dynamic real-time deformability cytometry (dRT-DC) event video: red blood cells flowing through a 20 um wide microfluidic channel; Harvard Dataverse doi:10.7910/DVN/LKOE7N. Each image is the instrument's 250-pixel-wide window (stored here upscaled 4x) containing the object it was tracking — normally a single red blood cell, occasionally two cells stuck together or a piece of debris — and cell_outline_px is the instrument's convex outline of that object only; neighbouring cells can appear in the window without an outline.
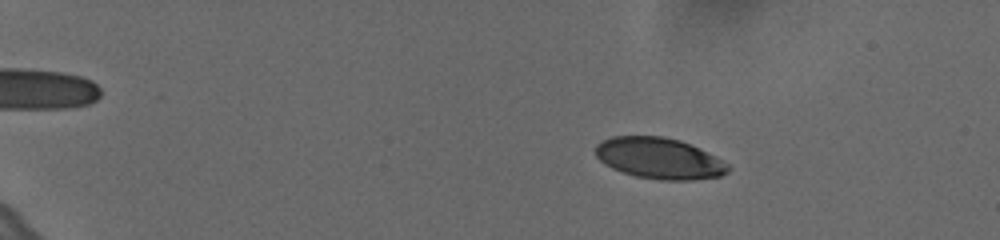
{"species": "human", "species_latin": "Homo sapiens", "temperature_condition": "cold", "stored_images_in_passage": 61, "camera_frame_rate_fps": 3000, "um_per_image_px": 0.085, "donor": {"sex": "female"}, "frame": {"image": 1, "passage_image": 12, "time_ms": 3.667, "image_size_px": [1000, 240], "cell_outline_px": [[728, 172], [720, 176], [692, 180], [660, 180], [636, 176], [612, 168], [604, 164], [596, 156], [596, 144], [612, 136], [664, 136], [680, 140], [700, 148], [724, 160], [728, 164]], "centroid_in_image_um": [56.05, 13.45], "position_along_channel_um": 28.9, "area_um2": 31.79}}
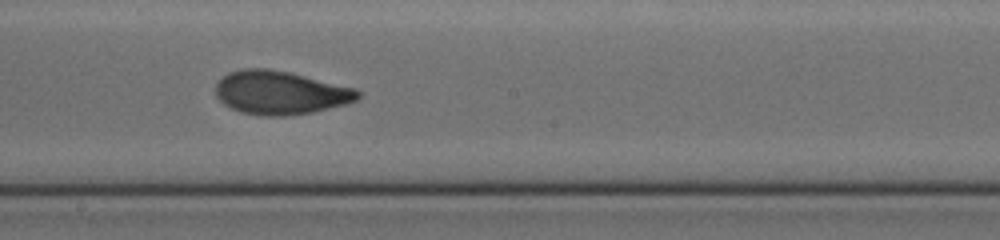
{"frame": {"image": 2, "passage_image": 38, "time_ms": 12.333, "image_size_px": [1000, 240], "cell_outline_px": [[360, 96], [356, 100], [348, 104], [312, 112], [284, 116], [264, 116], [240, 112], [224, 104], [216, 96], [216, 84], [228, 72], [244, 68], [268, 68], [288, 72], [356, 88], [360, 92]], "centroid_in_image_um": [23.83, 7.88], "position_along_channel_um": 224.4, "area_um2": 36.01}}
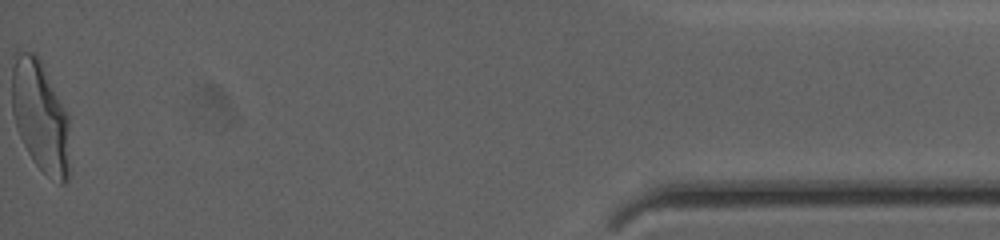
{"frame": {"image": 3, "passage_image": 61, "time_ms": 20.0, "image_size_px": [1000, 240], "cell_outline_px": [[68, 180], [64, 184], [60, 184], [48, 176], [32, 160], [16, 128], [12, 112], [12, 68], [16, 52], [32, 52], [40, 60], [68, 112]], "centroid_in_image_um": [3.42, 9.9], "position_along_channel_um": 431.8, "area_um2": 37.34}, "authors_computed_cell_mechanics": {"area_um2": 34.68, "velocity_mm_per_s": 3.6226, "shape_relaxation_time_tau1_ms": 4.8637, "shape_relaxation_time_tau2_ms": 1.2002, "deformation_change_tau1": 0.1898, "deformation_change_tau2": 0.0701}}